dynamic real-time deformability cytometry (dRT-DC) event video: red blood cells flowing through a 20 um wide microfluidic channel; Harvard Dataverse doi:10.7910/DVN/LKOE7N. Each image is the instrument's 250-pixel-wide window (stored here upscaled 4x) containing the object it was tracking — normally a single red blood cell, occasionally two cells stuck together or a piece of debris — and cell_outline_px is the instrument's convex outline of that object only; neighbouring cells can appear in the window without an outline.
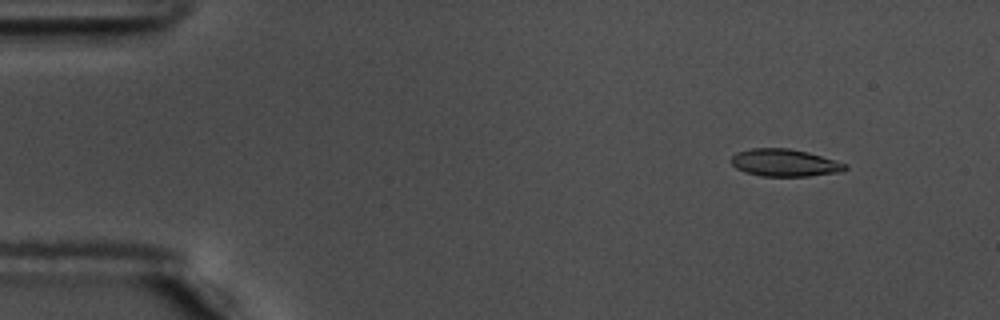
{"species": "common noctule bat (a hibernating species)", "species_latin": "Nyctalus noctula", "temperature_condition": "warm", "stored_images_in_passage": 56, "camera_frame_rate_fps": 3000, "um_per_image_px": 0.085, "animal": {"sex": "male", "body_mass_g": 17.5, "forearm_length_mm": 52.3}, "frame": {"image": 1, "passage_image": 6, "time_ms": 1.667, "image_size_px": [1000, 320], "cell_outline_px": [[848, 168], [844, 172], [808, 176], [760, 176], [744, 172], [736, 168], [728, 160], [736, 152], [752, 148], [788, 148], [808, 152], [848, 164]], "centroid_in_image_um": [66.69, 13.84], "position_along_channel_um": 18.3, "area_um2": 18.44}}
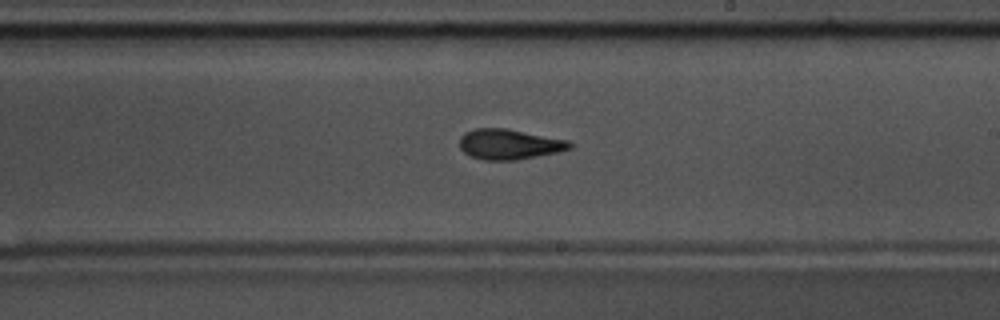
{"frame": {"image": 2, "passage_image": 33, "time_ms": 10.667, "image_size_px": [1000, 320], "cell_outline_px": [[572, 148], [556, 152], [516, 160], [484, 160], [472, 156], [464, 152], [460, 148], [460, 136], [464, 132], [476, 128], [504, 128], [568, 140], [572, 144]], "centroid_in_image_um": [43.26, 12.26], "position_along_channel_um": 245.7, "area_um2": 19.25}}
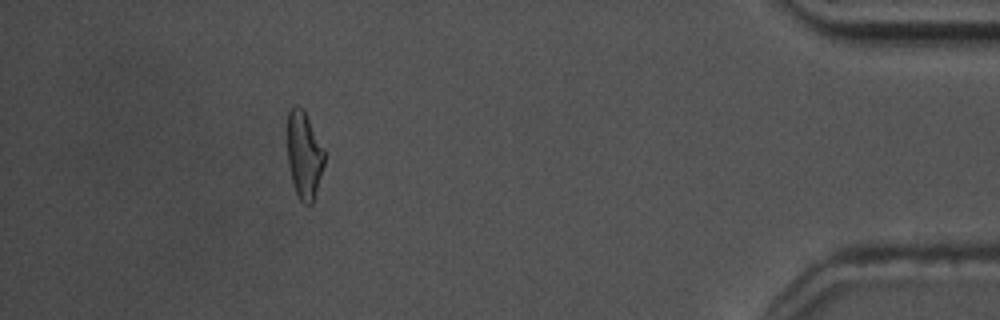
{"frame": {"image": 3, "passage_image": 51, "time_ms": 16.667, "image_size_px": [1000, 320], "cell_outline_px": [[324, 164], [312, 204], [304, 204], [300, 200], [296, 192], [292, 180], [288, 164], [288, 112], [296, 104], [304, 108], [324, 148]], "centroid_in_image_um": [25.86, 13.13], "position_along_channel_um": 409.3, "area_um2": 18.73}, "authors_computed_cell_mechanics": {"area_um2": 19.0162, "velocity_mm_per_s": 3.6376, "shape_relaxation_time_tau1_ms": 4.1636, "shape_relaxation_time_tau2_ms": 1.6655, "deformation_change_tau1": 0.1668, "deformation_change_tau2": 0.0889}}